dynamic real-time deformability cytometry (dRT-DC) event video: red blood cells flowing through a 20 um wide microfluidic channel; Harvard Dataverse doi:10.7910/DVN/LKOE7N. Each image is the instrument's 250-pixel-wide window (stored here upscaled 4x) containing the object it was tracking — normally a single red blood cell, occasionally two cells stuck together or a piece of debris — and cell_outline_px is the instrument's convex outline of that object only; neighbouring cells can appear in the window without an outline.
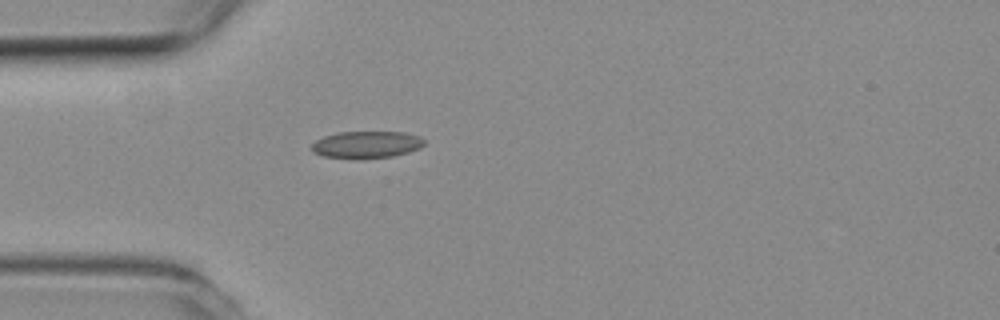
{"species": "common noctule bat (a hibernating species)", "species_latin": "Nyctalus noctula", "temperature_condition": "room temperature", "stored_images_in_passage": 40, "camera_frame_rate_fps": 3000, "um_per_image_px": 0.085, "animal": {"sex": "female", "body_mass_g": 19.3, "forearm_length_mm": 54.1}, "frame": {"image": 1, "passage_image": 1, "time_ms": 0.0, "image_size_px": [1000, 320], "cell_outline_px": [[424, 144], [420, 148], [408, 152], [392, 156], [364, 160], [356, 160], [324, 156], [312, 152], [312, 144], [316, 140], [324, 136], [340, 132], [404, 132], [420, 136], [424, 140]], "centroid_in_image_um": [31.15, 12.31], "position_along_channel_um": 53.9, "area_um2": 18.03}}
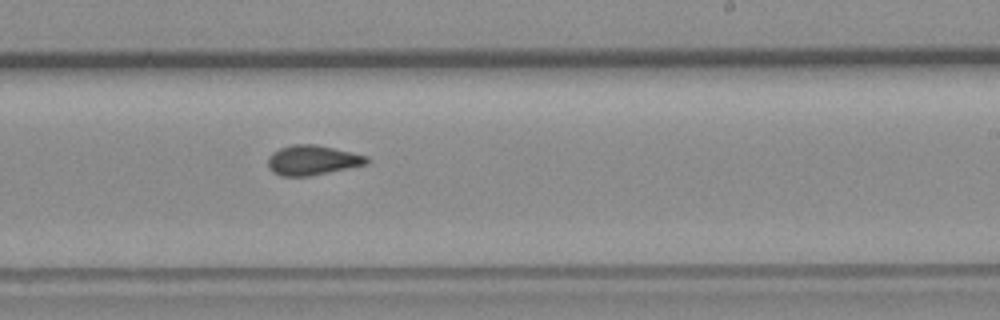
{"frame": {"image": 2, "passage_image": 18, "time_ms": 5.667, "image_size_px": [1000, 320], "cell_outline_px": [[368, 164], [308, 176], [280, 176], [272, 172], [268, 168], [268, 156], [272, 152], [280, 148], [292, 144], [316, 144], [368, 156]], "centroid_in_image_um": [26.52, 13.61], "position_along_channel_um": 262.5, "area_um2": 17.17}}
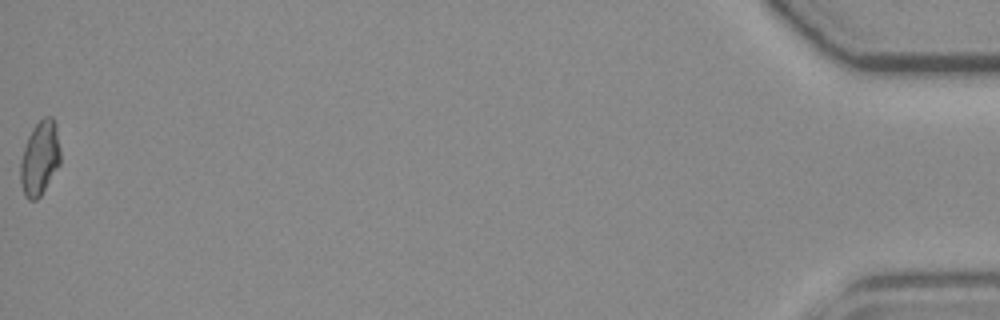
{"frame": {"image": 3, "passage_image": 40, "time_ms": 13.0, "image_size_px": [1000, 320], "cell_outline_px": [[60, 164], [40, 196], [36, 200], [28, 200], [24, 196], [20, 184], [20, 160], [28, 136], [32, 128], [44, 116], [52, 116], [56, 128], [60, 148]], "centroid_in_image_um": [3.36, 13.46], "position_along_channel_um": 431.8, "area_um2": 17.34}, "authors_computed_cell_mechanics": {"area_um2": 16.8487, "velocity_mm_per_s": 3.7832, "shape_relaxation_time_tau1_ms": null, "shape_relaxation_time_tau2_ms": 1.8359, "deformation_change_tau1": null, "deformation_change_tau2": 0.0707}}